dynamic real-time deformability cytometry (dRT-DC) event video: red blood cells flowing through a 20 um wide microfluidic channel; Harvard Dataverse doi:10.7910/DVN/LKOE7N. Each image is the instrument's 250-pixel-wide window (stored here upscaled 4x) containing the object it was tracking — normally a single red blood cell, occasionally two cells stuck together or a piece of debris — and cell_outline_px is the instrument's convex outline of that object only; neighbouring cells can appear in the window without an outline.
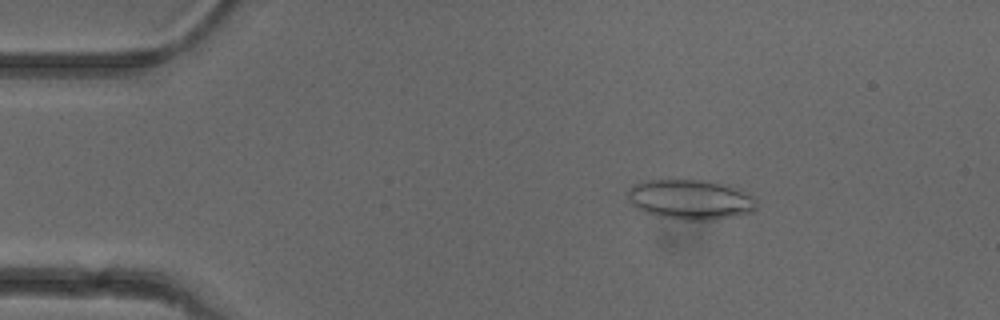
{"species": "common noctule bat (a hibernating species)", "species_latin": "Nyctalus noctula", "temperature_condition": "cold", "stored_images_in_passage": 51, "camera_frame_rate_fps": 3000, "um_per_image_px": 0.085, "animal": {"sex": "female"}, "frame": {"image": 1, "passage_image": 8, "time_ms": 2.333, "image_size_px": [1000, 320], "cell_outline_px": [[756, 208], [752, 212], [712, 220], [680, 220], [660, 216], [644, 212], [636, 208], [628, 200], [628, 192], [636, 184], [644, 180], [708, 180], [724, 184], [748, 192], [756, 196]], "centroid_in_image_um": [58.72, 16.96], "position_along_channel_um": 26.3, "area_um2": 30.06}}
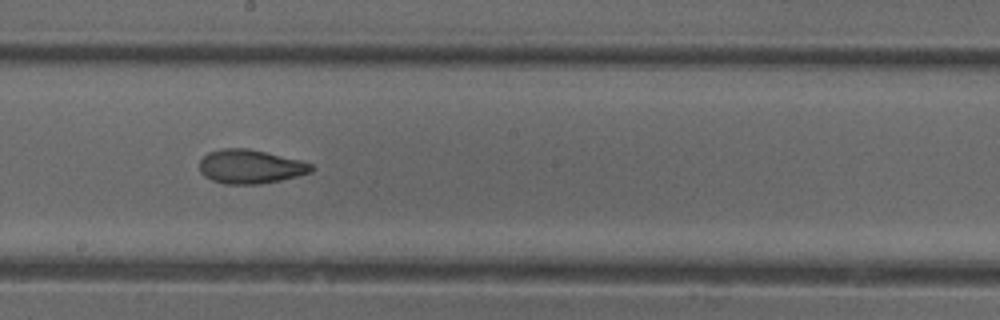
{"frame": {"image": 2, "passage_image": 28, "time_ms": 9.0, "image_size_px": [1000, 320], "cell_outline_px": [[316, 168], [312, 172], [280, 180], [260, 184], [224, 184], [212, 180], [204, 176], [200, 172], [200, 160], [208, 152], [224, 148], [248, 148], [300, 160], [312, 164]], "centroid_in_image_um": [21.28, 14.16], "position_along_channel_um": 226.9, "area_um2": 22.14}}
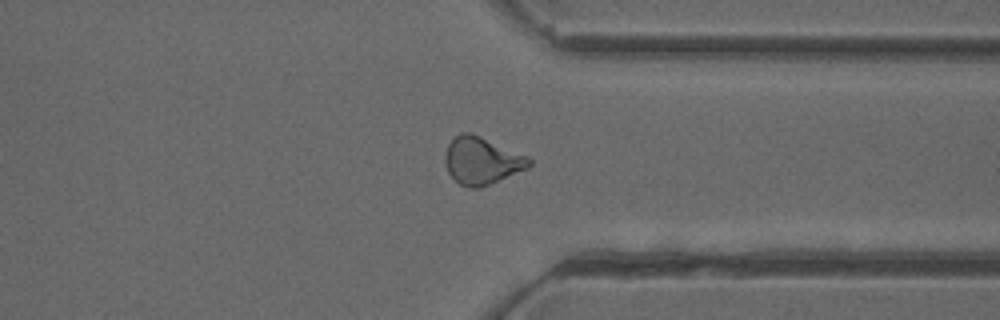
{"frame": {"image": 3, "passage_image": 39, "time_ms": 12.667, "image_size_px": [1000, 320], "cell_outline_px": [[532, 164], [528, 168], [480, 188], [468, 188], [460, 184], [448, 172], [444, 160], [444, 156], [448, 144], [460, 132], [468, 132], [480, 136], [528, 156], [532, 160]], "centroid_in_image_um": [40.95, 13.66], "position_along_channel_um": 370.5, "area_um2": 23.06}, "authors_computed_cell_mechanics": {"area_um2": 22.831, "velocity_mm_per_s": 3.9689, "shape_relaxation_time_tau1_ms": null, "shape_relaxation_time_tau2_ms": 1.7077, "deformation_change_tau1": null, "deformation_change_tau2": 0.0703}}